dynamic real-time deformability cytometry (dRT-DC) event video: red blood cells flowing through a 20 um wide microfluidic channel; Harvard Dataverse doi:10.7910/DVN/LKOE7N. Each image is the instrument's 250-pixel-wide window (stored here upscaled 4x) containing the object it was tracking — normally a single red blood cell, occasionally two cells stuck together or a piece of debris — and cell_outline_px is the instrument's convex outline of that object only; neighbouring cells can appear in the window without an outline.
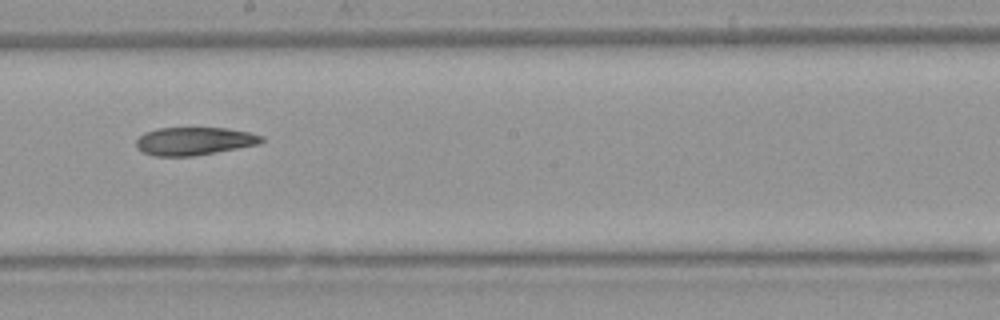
{"species": "Egyptian fruit bat (a non-hibernating species)", "species_latin": "Rousettus aegyptiacus", "temperature_condition": "warm", "stored_images_in_passage": 7, "segment_of_instrument_passage": [2, 2], "camera_frame_rate_fps": 3000, "um_per_image_px": 0.085, "animal": {"sex": "female"}, "frame": {"image": 1, "passage_image": 7, "time_ms": 8.0, "image_size_px": [1000, 320], "cell_outline_px": [[264, 140], [260, 144], [216, 152], [192, 156], [156, 156], [144, 152], [136, 148], [136, 140], [144, 132], [156, 128], [228, 128], [248, 132], [264, 136]], "centroid_in_image_um": [16.51, 11.99], "position_along_channel_um": 231.7, "area_um2": 20.46}}